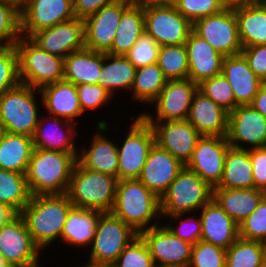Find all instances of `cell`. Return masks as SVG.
I'll use <instances>...</instances> for the list:
<instances>
[{"label": "cell", "instance_id": "obj_1", "mask_svg": "<svg viewBox=\"0 0 266 267\" xmlns=\"http://www.w3.org/2000/svg\"><path fill=\"white\" fill-rule=\"evenodd\" d=\"M73 207L67 194L32 195L30 202L19 214L33 242L42 251L53 241L61 239L68 213Z\"/></svg>", "mask_w": 266, "mask_h": 267}, {"label": "cell", "instance_id": "obj_2", "mask_svg": "<svg viewBox=\"0 0 266 267\" xmlns=\"http://www.w3.org/2000/svg\"><path fill=\"white\" fill-rule=\"evenodd\" d=\"M111 213L140 234L160 224V198L139 179L119 180Z\"/></svg>", "mask_w": 266, "mask_h": 267}, {"label": "cell", "instance_id": "obj_3", "mask_svg": "<svg viewBox=\"0 0 266 267\" xmlns=\"http://www.w3.org/2000/svg\"><path fill=\"white\" fill-rule=\"evenodd\" d=\"M76 162L72 153L34 148L26 172L31 194H66Z\"/></svg>", "mask_w": 266, "mask_h": 267}, {"label": "cell", "instance_id": "obj_4", "mask_svg": "<svg viewBox=\"0 0 266 267\" xmlns=\"http://www.w3.org/2000/svg\"><path fill=\"white\" fill-rule=\"evenodd\" d=\"M118 178L84 168L75 163L67 195L74 207L111 212Z\"/></svg>", "mask_w": 266, "mask_h": 267}, {"label": "cell", "instance_id": "obj_5", "mask_svg": "<svg viewBox=\"0 0 266 267\" xmlns=\"http://www.w3.org/2000/svg\"><path fill=\"white\" fill-rule=\"evenodd\" d=\"M19 79L35 89L64 80V58L42 50L30 38L21 36L15 43Z\"/></svg>", "mask_w": 266, "mask_h": 267}, {"label": "cell", "instance_id": "obj_6", "mask_svg": "<svg viewBox=\"0 0 266 267\" xmlns=\"http://www.w3.org/2000/svg\"><path fill=\"white\" fill-rule=\"evenodd\" d=\"M213 198V188L185 166L160 197L161 216L189 214Z\"/></svg>", "mask_w": 266, "mask_h": 267}, {"label": "cell", "instance_id": "obj_7", "mask_svg": "<svg viewBox=\"0 0 266 267\" xmlns=\"http://www.w3.org/2000/svg\"><path fill=\"white\" fill-rule=\"evenodd\" d=\"M40 90L20 83L0 96V122L5 132L32 137L40 112L36 95Z\"/></svg>", "mask_w": 266, "mask_h": 267}, {"label": "cell", "instance_id": "obj_8", "mask_svg": "<svg viewBox=\"0 0 266 267\" xmlns=\"http://www.w3.org/2000/svg\"><path fill=\"white\" fill-rule=\"evenodd\" d=\"M145 32L160 46L183 45L193 24L173 4L144 1Z\"/></svg>", "mask_w": 266, "mask_h": 267}, {"label": "cell", "instance_id": "obj_9", "mask_svg": "<svg viewBox=\"0 0 266 267\" xmlns=\"http://www.w3.org/2000/svg\"><path fill=\"white\" fill-rule=\"evenodd\" d=\"M129 131L118 152V180L138 179L147 160L150 148L155 143L152 126L141 116L134 117Z\"/></svg>", "mask_w": 266, "mask_h": 267}, {"label": "cell", "instance_id": "obj_10", "mask_svg": "<svg viewBox=\"0 0 266 267\" xmlns=\"http://www.w3.org/2000/svg\"><path fill=\"white\" fill-rule=\"evenodd\" d=\"M139 234L111 212L100 214L88 262L112 265Z\"/></svg>", "mask_w": 266, "mask_h": 267}, {"label": "cell", "instance_id": "obj_11", "mask_svg": "<svg viewBox=\"0 0 266 267\" xmlns=\"http://www.w3.org/2000/svg\"><path fill=\"white\" fill-rule=\"evenodd\" d=\"M193 31L224 57L240 54L242 45L234 6L197 20Z\"/></svg>", "mask_w": 266, "mask_h": 267}, {"label": "cell", "instance_id": "obj_12", "mask_svg": "<svg viewBox=\"0 0 266 267\" xmlns=\"http://www.w3.org/2000/svg\"><path fill=\"white\" fill-rule=\"evenodd\" d=\"M40 252L20 214L0 228V253L11 267H40Z\"/></svg>", "mask_w": 266, "mask_h": 267}, {"label": "cell", "instance_id": "obj_13", "mask_svg": "<svg viewBox=\"0 0 266 267\" xmlns=\"http://www.w3.org/2000/svg\"><path fill=\"white\" fill-rule=\"evenodd\" d=\"M197 90L198 85L189 78L168 80L158 97L151 103L155 104V117L146 111L140 115L147 122L187 120Z\"/></svg>", "mask_w": 266, "mask_h": 267}, {"label": "cell", "instance_id": "obj_14", "mask_svg": "<svg viewBox=\"0 0 266 267\" xmlns=\"http://www.w3.org/2000/svg\"><path fill=\"white\" fill-rule=\"evenodd\" d=\"M73 18V0H27L20 7V33L30 38L39 30Z\"/></svg>", "mask_w": 266, "mask_h": 267}, {"label": "cell", "instance_id": "obj_15", "mask_svg": "<svg viewBox=\"0 0 266 267\" xmlns=\"http://www.w3.org/2000/svg\"><path fill=\"white\" fill-rule=\"evenodd\" d=\"M146 242L150 255L158 267H188L193 244L176 237L165 224L139 234Z\"/></svg>", "mask_w": 266, "mask_h": 267}, {"label": "cell", "instance_id": "obj_16", "mask_svg": "<svg viewBox=\"0 0 266 267\" xmlns=\"http://www.w3.org/2000/svg\"><path fill=\"white\" fill-rule=\"evenodd\" d=\"M133 1L118 0L84 18L85 47L96 52L107 53L113 45L122 12Z\"/></svg>", "mask_w": 266, "mask_h": 267}, {"label": "cell", "instance_id": "obj_17", "mask_svg": "<svg viewBox=\"0 0 266 267\" xmlns=\"http://www.w3.org/2000/svg\"><path fill=\"white\" fill-rule=\"evenodd\" d=\"M229 147L226 136H201L185 167L197 173L214 188L222 179L225 155Z\"/></svg>", "mask_w": 266, "mask_h": 267}, {"label": "cell", "instance_id": "obj_18", "mask_svg": "<svg viewBox=\"0 0 266 267\" xmlns=\"http://www.w3.org/2000/svg\"><path fill=\"white\" fill-rule=\"evenodd\" d=\"M226 137L230 146L238 149L266 147V118L251 105L237 106L229 112Z\"/></svg>", "mask_w": 266, "mask_h": 267}, {"label": "cell", "instance_id": "obj_19", "mask_svg": "<svg viewBox=\"0 0 266 267\" xmlns=\"http://www.w3.org/2000/svg\"><path fill=\"white\" fill-rule=\"evenodd\" d=\"M30 39L42 50L65 58L70 53L85 47L84 21L75 17L53 27L39 30Z\"/></svg>", "mask_w": 266, "mask_h": 267}, {"label": "cell", "instance_id": "obj_20", "mask_svg": "<svg viewBox=\"0 0 266 267\" xmlns=\"http://www.w3.org/2000/svg\"><path fill=\"white\" fill-rule=\"evenodd\" d=\"M155 133V143L170 152L182 164L186 165L192 157L199 132L188 120L148 122Z\"/></svg>", "mask_w": 266, "mask_h": 267}, {"label": "cell", "instance_id": "obj_21", "mask_svg": "<svg viewBox=\"0 0 266 267\" xmlns=\"http://www.w3.org/2000/svg\"><path fill=\"white\" fill-rule=\"evenodd\" d=\"M75 124L72 121L48 114L46 117L40 116L32 136L34 148L72 153L78 158V148L74 143L77 134Z\"/></svg>", "mask_w": 266, "mask_h": 267}, {"label": "cell", "instance_id": "obj_22", "mask_svg": "<svg viewBox=\"0 0 266 267\" xmlns=\"http://www.w3.org/2000/svg\"><path fill=\"white\" fill-rule=\"evenodd\" d=\"M184 166L170 152L154 143L138 179L160 198Z\"/></svg>", "mask_w": 266, "mask_h": 267}, {"label": "cell", "instance_id": "obj_23", "mask_svg": "<svg viewBox=\"0 0 266 267\" xmlns=\"http://www.w3.org/2000/svg\"><path fill=\"white\" fill-rule=\"evenodd\" d=\"M96 124L97 132L94 133L90 147L80 148L77 161L84 168L117 177V144L105 136L109 127L107 121L101 120Z\"/></svg>", "mask_w": 266, "mask_h": 267}, {"label": "cell", "instance_id": "obj_24", "mask_svg": "<svg viewBox=\"0 0 266 267\" xmlns=\"http://www.w3.org/2000/svg\"><path fill=\"white\" fill-rule=\"evenodd\" d=\"M188 55L189 76L197 85L203 80L221 74L224 56L194 31L185 43Z\"/></svg>", "mask_w": 266, "mask_h": 267}, {"label": "cell", "instance_id": "obj_25", "mask_svg": "<svg viewBox=\"0 0 266 267\" xmlns=\"http://www.w3.org/2000/svg\"><path fill=\"white\" fill-rule=\"evenodd\" d=\"M187 120L201 136H227L229 113L199 90L193 96Z\"/></svg>", "mask_w": 266, "mask_h": 267}, {"label": "cell", "instance_id": "obj_26", "mask_svg": "<svg viewBox=\"0 0 266 267\" xmlns=\"http://www.w3.org/2000/svg\"><path fill=\"white\" fill-rule=\"evenodd\" d=\"M200 211L201 240L227 250L239 238V225L213 199Z\"/></svg>", "mask_w": 266, "mask_h": 267}, {"label": "cell", "instance_id": "obj_27", "mask_svg": "<svg viewBox=\"0 0 266 267\" xmlns=\"http://www.w3.org/2000/svg\"><path fill=\"white\" fill-rule=\"evenodd\" d=\"M221 73L232 86L236 107L250 105L263 84L242 53L224 57Z\"/></svg>", "mask_w": 266, "mask_h": 267}, {"label": "cell", "instance_id": "obj_28", "mask_svg": "<svg viewBox=\"0 0 266 267\" xmlns=\"http://www.w3.org/2000/svg\"><path fill=\"white\" fill-rule=\"evenodd\" d=\"M42 106L48 115L74 122L82 116L76 85L62 80L40 89Z\"/></svg>", "mask_w": 266, "mask_h": 267}, {"label": "cell", "instance_id": "obj_29", "mask_svg": "<svg viewBox=\"0 0 266 267\" xmlns=\"http://www.w3.org/2000/svg\"><path fill=\"white\" fill-rule=\"evenodd\" d=\"M265 192L257 188H213V200L240 225L258 207Z\"/></svg>", "mask_w": 266, "mask_h": 267}, {"label": "cell", "instance_id": "obj_30", "mask_svg": "<svg viewBox=\"0 0 266 267\" xmlns=\"http://www.w3.org/2000/svg\"><path fill=\"white\" fill-rule=\"evenodd\" d=\"M242 48L266 44V2L234 6Z\"/></svg>", "mask_w": 266, "mask_h": 267}, {"label": "cell", "instance_id": "obj_31", "mask_svg": "<svg viewBox=\"0 0 266 267\" xmlns=\"http://www.w3.org/2000/svg\"><path fill=\"white\" fill-rule=\"evenodd\" d=\"M144 32V0H134L122 12L113 45L107 53L125 56Z\"/></svg>", "mask_w": 266, "mask_h": 267}, {"label": "cell", "instance_id": "obj_32", "mask_svg": "<svg viewBox=\"0 0 266 267\" xmlns=\"http://www.w3.org/2000/svg\"><path fill=\"white\" fill-rule=\"evenodd\" d=\"M102 69V52L84 47L64 58V80L75 85L98 84Z\"/></svg>", "mask_w": 266, "mask_h": 267}, {"label": "cell", "instance_id": "obj_33", "mask_svg": "<svg viewBox=\"0 0 266 267\" xmlns=\"http://www.w3.org/2000/svg\"><path fill=\"white\" fill-rule=\"evenodd\" d=\"M101 213L93 209L73 207L68 213L60 240L74 247H90Z\"/></svg>", "mask_w": 266, "mask_h": 267}, {"label": "cell", "instance_id": "obj_34", "mask_svg": "<svg viewBox=\"0 0 266 267\" xmlns=\"http://www.w3.org/2000/svg\"><path fill=\"white\" fill-rule=\"evenodd\" d=\"M135 72L136 67L126 56L102 53V69L98 76V85L113 97L116 90H131Z\"/></svg>", "mask_w": 266, "mask_h": 267}, {"label": "cell", "instance_id": "obj_35", "mask_svg": "<svg viewBox=\"0 0 266 267\" xmlns=\"http://www.w3.org/2000/svg\"><path fill=\"white\" fill-rule=\"evenodd\" d=\"M249 150L229 147L225 155L223 176L214 188H255Z\"/></svg>", "mask_w": 266, "mask_h": 267}, {"label": "cell", "instance_id": "obj_36", "mask_svg": "<svg viewBox=\"0 0 266 267\" xmlns=\"http://www.w3.org/2000/svg\"><path fill=\"white\" fill-rule=\"evenodd\" d=\"M33 149L32 137L5 132L0 141V168L26 174Z\"/></svg>", "mask_w": 266, "mask_h": 267}, {"label": "cell", "instance_id": "obj_37", "mask_svg": "<svg viewBox=\"0 0 266 267\" xmlns=\"http://www.w3.org/2000/svg\"><path fill=\"white\" fill-rule=\"evenodd\" d=\"M167 78L157 63L136 68L135 78L130 91L133 101L143 104H151L159 95Z\"/></svg>", "mask_w": 266, "mask_h": 267}, {"label": "cell", "instance_id": "obj_38", "mask_svg": "<svg viewBox=\"0 0 266 267\" xmlns=\"http://www.w3.org/2000/svg\"><path fill=\"white\" fill-rule=\"evenodd\" d=\"M31 197L26 174L0 168V202L6 203L19 214Z\"/></svg>", "mask_w": 266, "mask_h": 267}, {"label": "cell", "instance_id": "obj_39", "mask_svg": "<svg viewBox=\"0 0 266 267\" xmlns=\"http://www.w3.org/2000/svg\"><path fill=\"white\" fill-rule=\"evenodd\" d=\"M266 258V249L261 241L238 238L226 250L225 267H260Z\"/></svg>", "mask_w": 266, "mask_h": 267}, {"label": "cell", "instance_id": "obj_40", "mask_svg": "<svg viewBox=\"0 0 266 267\" xmlns=\"http://www.w3.org/2000/svg\"><path fill=\"white\" fill-rule=\"evenodd\" d=\"M157 65L167 80L187 79L189 65L185 44L160 46Z\"/></svg>", "mask_w": 266, "mask_h": 267}, {"label": "cell", "instance_id": "obj_41", "mask_svg": "<svg viewBox=\"0 0 266 267\" xmlns=\"http://www.w3.org/2000/svg\"><path fill=\"white\" fill-rule=\"evenodd\" d=\"M20 37V8L0 0V47L14 46Z\"/></svg>", "mask_w": 266, "mask_h": 267}, {"label": "cell", "instance_id": "obj_42", "mask_svg": "<svg viewBox=\"0 0 266 267\" xmlns=\"http://www.w3.org/2000/svg\"><path fill=\"white\" fill-rule=\"evenodd\" d=\"M198 90L228 113L236 108L232 86L222 73L203 80L198 84Z\"/></svg>", "mask_w": 266, "mask_h": 267}, {"label": "cell", "instance_id": "obj_43", "mask_svg": "<svg viewBox=\"0 0 266 267\" xmlns=\"http://www.w3.org/2000/svg\"><path fill=\"white\" fill-rule=\"evenodd\" d=\"M113 267H154L155 263L143 238L138 235L121 252Z\"/></svg>", "mask_w": 266, "mask_h": 267}, {"label": "cell", "instance_id": "obj_44", "mask_svg": "<svg viewBox=\"0 0 266 267\" xmlns=\"http://www.w3.org/2000/svg\"><path fill=\"white\" fill-rule=\"evenodd\" d=\"M172 4L192 24L203 17L218 14L227 7L222 0H175Z\"/></svg>", "mask_w": 266, "mask_h": 267}, {"label": "cell", "instance_id": "obj_45", "mask_svg": "<svg viewBox=\"0 0 266 267\" xmlns=\"http://www.w3.org/2000/svg\"><path fill=\"white\" fill-rule=\"evenodd\" d=\"M225 263V249L202 240L193 244L188 267H225Z\"/></svg>", "mask_w": 266, "mask_h": 267}, {"label": "cell", "instance_id": "obj_46", "mask_svg": "<svg viewBox=\"0 0 266 267\" xmlns=\"http://www.w3.org/2000/svg\"><path fill=\"white\" fill-rule=\"evenodd\" d=\"M20 83L15 46L0 47V96Z\"/></svg>", "mask_w": 266, "mask_h": 267}, {"label": "cell", "instance_id": "obj_47", "mask_svg": "<svg viewBox=\"0 0 266 267\" xmlns=\"http://www.w3.org/2000/svg\"><path fill=\"white\" fill-rule=\"evenodd\" d=\"M160 45L155 39L144 32L125 55L136 67H143L157 63Z\"/></svg>", "mask_w": 266, "mask_h": 267}, {"label": "cell", "instance_id": "obj_48", "mask_svg": "<svg viewBox=\"0 0 266 267\" xmlns=\"http://www.w3.org/2000/svg\"><path fill=\"white\" fill-rule=\"evenodd\" d=\"M266 237V195L258 207L239 225V238L263 241Z\"/></svg>", "mask_w": 266, "mask_h": 267}, {"label": "cell", "instance_id": "obj_49", "mask_svg": "<svg viewBox=\"0 0 266 267\" xmlns=\"http://www.w3.org/2000/svg\"><path fill=\"white\" fill-rule=\"evenodd\" d=\"M187 214H176L170 216H161L162 218L167 217V220H170L165 226L178 238L190 242L192 244H196L199 240H201L202 236V221L201 218L194 217H186ZM170 218V219H169ZM175 220V221H174ZM180 220V223L177 228L172 225L173 221L176 222Z\"/></svg>", "mask_w": 266, "mask_h": 267}, {"label": "cell", "instance_id": "obj_50", "mask_svg": "<svg viewBox=\"0 0 266 267\" xmlns=\"http://www.w3.org/2000/svg\"><path fill=\"white\" fill-rule=\"evenodd\" d=\"M76 89L83 114L88 109L96 111L112 98V95L98 84H79Z\"/></svg>", "mask_w": 266, "mask_h": 267}, {"label": "cell", "instance_id": "obj_51", "mask_svg": "<svg viewBox=\"0 0 266 267\" xmlns=\"http://www.w3.org/2000/svg\"><path fill=\"white\" fill-rule=\"evenodd\" d=\"M241 53L254 74L266 82V44L243 47Z\"/></svg>", "mask_w": 266, "mask_h": 267}, {"label": "cell", "instance_id": "obj_52", "mask_svg": "<svg viewBox=\"0 0 266 267\" xmlns=\"http://www.w3.org/2000/svg\"><path fill=\"white\" fill-rule=\"evenodd\" d=\"M255 188L266 189V147L249 150Z\"/></svg>", "mask_w": 266, "mask_h": 267}, {"label": "cell", "instance_id": "obj_53", "mask_svg": "<svg viewBox=\"0 0 266 267\" xmlns=\"http://www.w3.org/2000/svg\"><path fill=\"white\" fill-rule=\"evenodd\" d=\"M118 0H73V11L77 18L84 19L96 13L102 7L115 3Z\"/></svg>", "mask_w": 266, "mask_h": 267}, {"label": "cell", "instance_id": "obj_54", "mask_svg": "<svg viewBox=\"0 0 266 267\" xmlns=\"http://www.w3.org/2000/svg\"><path fill=\"white\" fill-rule=\"evenodd\" d=\"M250 105L266 118V82L260 86Z\"/></svg>", "mask_w": 266, "mask_h": 267}, {"label": "cell", "instance_id": "obj_55", "mask_svg": "<svg viewBox=\"0 0 266 267\" xmlns=\"http://www.w3.org/2000/svg\"><path fill=\"white\" fill-rule=\"evenodd\" d=\"M18 213L6 203L0 202V228L13 219Z\"/></svg>", "mask_w": 266, "mask_h": 267}, {"label": "cell", "instance_id": "obj_56", "mask_svg": "<svg viewBox=\"0 0 266 267\" xmlns=\"http://www.w3.org/2000/svg\"><path fill=\"white\" fill-rule=\"evenodd\" d=\"M222 1L226 6L233 7V6H236V5L253 3V2H256V1H266V0H222Z\"/></svg>", "mask_w": 266, "mask_h": 267}, {"label": "cell", "instance_id": "obj_57", "mask_svg": "<svg viewBox=\"0 0 266 267\" xmlns=\"http://www.w3.org/2000/svg\"><path fill=\"white\" fill-rule=\"evenodd\" d=\"M78 267H113V266L112 265H105V264H93V263L87 262L86 265H81Z\"/></svg>", "mask_w": 266, "mask_h": 267}, {"label": "cell", "instance_id": "obj_58", "mask_svg": "<svg viewBox=\"0 0 266 267\" xmlns=\"http://www.w3.org/2000/svg\"><path fill=\"white\" fill-rule=\"evenodd\" d=\"M0 267H11L1 253H0Z\"/></svg>", "mask_w": 266, "mask_h": 267}, {"label": "cell", "instance_id": "obj_59", "mask_svg": "<svg viewBox=\"0 0 266 267\" xmlns=\"http://www.w3.org/2000/svg\"><path fill=\"white\" fill-rule=\"evenodd\" d=\"M144 1H150L155 3H169L172 4L175 0H144Z\"/></svg>", "mask_w": 266, "mask_h": 267}, {"label": "cell", "instance_id": "obj_60", "mask_svg": "<svg viewBox=\"0 0 266 267\" xmlns=\"http://www.w3.org/2000/svg\"><path fill=\"white\" fill-rule=\"evenodd\" d=\"M16 4L19 8L27 1V0H8Z\"/></svg>", "mask_w": 266, "mask_h": 267}, {"label": "cell", "instance_id": "obj_61", "mask_svg": "<svg viewBox=\"0 0 266 267\" xmlns=\"http://www.w3.org/2000/svg\"><path fill=\"white\" fill-rule=\"evenodd\" d=\"M4 133H5L4 126L0 122V141L2 140V137H3Z\"/></svg>", "mask_w": 266, "mask_h": 267}, {"label": "cell", "instance_id": "obj_62", "mask_svg": "<svg viewBox=\"0 0 266 267\" xmlns=\"http://www.w3.org/2000/svg\"><path fill=\"white\" fill-rule=\"evenodd\" d=\"M260 267H266V258L262 261Z\"/></svg>", "mask_w": 266, "mask_h": 267}, {"label": "cell", "instance_id": "obj_63", "mask_svg": "<svg viewBox=\"0 0 266 267\" xmlns=\"http://www.w3.org/2000/svg\"><path fill=\"white\" fill-rule=\"evenodd\" d=\"M262 245L265 247L266 249V237L264 238V240L262 241Z\"/></svg>", "mask_w": 266, "mask_h": 267}]
</instances>
